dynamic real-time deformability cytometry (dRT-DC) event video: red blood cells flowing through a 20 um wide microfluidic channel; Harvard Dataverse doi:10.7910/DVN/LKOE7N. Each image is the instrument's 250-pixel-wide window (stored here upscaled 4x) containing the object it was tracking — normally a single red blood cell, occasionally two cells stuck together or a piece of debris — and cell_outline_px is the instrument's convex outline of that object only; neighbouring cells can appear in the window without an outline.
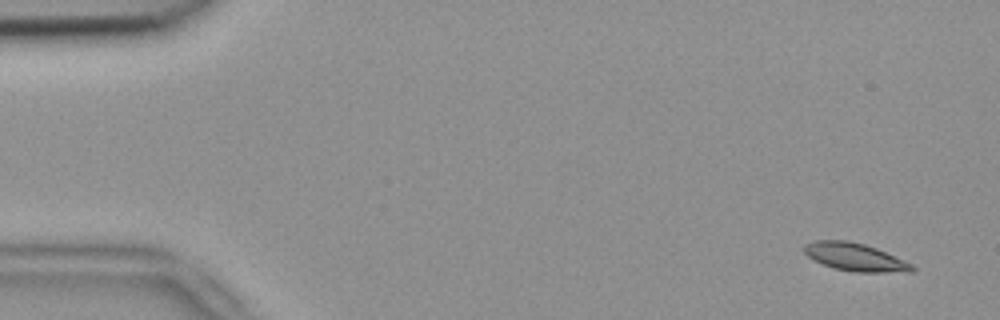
{"species": "common noctule bat (a hibernating species)", "species_latin": "Nyctalus noctula", "temperature_condition": "room temperature", "stored_images_in_passage": 7, "camera_frame_rate_fps": 3000, "um_per_image_px": 0.085, "animal": {"sex": "female", "body_mass_g": 18.4}, "frame": {"image": 1, "passage_image": 1, "time_ms": 0.0, "image_size_px": [1000, 320], "cell_outline_px": [[916, 268], [912, 272], [852, 272], [832, 268], [812, 260], [804, 252], [804, 244], [816, 240], [848, 240], [864, 244], [876, 248], [912, 264]], "centroid_in_image_um": [72.65, 21.85], "position_along_channel_um": 12.4, "area_um2": 17.63}}
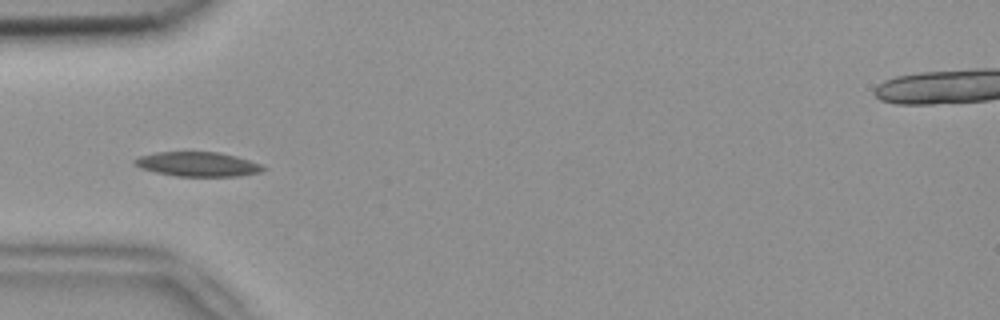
{"frame": {"image": 2, "passage_image": 5, "time_ms": 1.333, "image_size_px": [1000, 320], "cell_outline_px": [[268, 168], [260, 172], [240, 176], [176, 176], [156, 172], [140, 168], [132, 164], [132, 160], [140, 156], [156, 152], [220, 152], [236, 156], [260, 164]], "centroid_in_image_um": [16.78, 13.95], "position_along_channel_um": 68.2, "area_um2": 18.38}}